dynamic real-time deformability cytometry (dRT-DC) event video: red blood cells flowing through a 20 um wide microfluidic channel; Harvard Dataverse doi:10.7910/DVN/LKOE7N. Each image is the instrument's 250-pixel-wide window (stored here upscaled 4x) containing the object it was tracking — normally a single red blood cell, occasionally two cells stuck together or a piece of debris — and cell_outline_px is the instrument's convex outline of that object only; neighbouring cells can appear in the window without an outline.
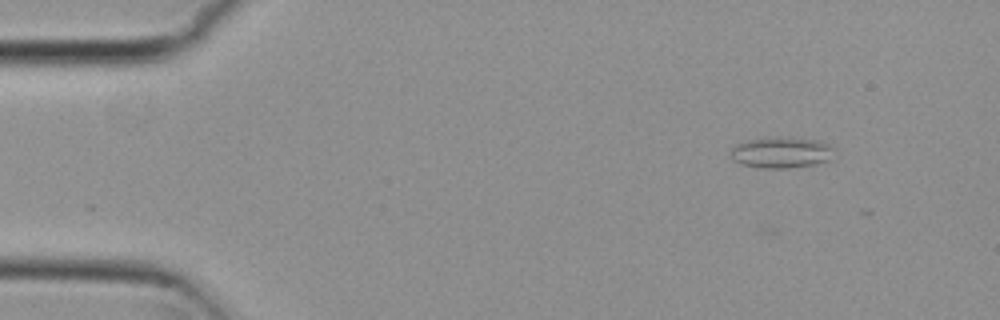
{"species": "common noctule bat (a hibernating species)", "species_latin": "Nyctalus noctula", "temperature_condition": "cold", "stored_images_in_passage": 5, "camera_frame_rate_fps": 3000, "um_per_image_px": 0.085, "animal": {"sex": "female", "body_mass_g": 29.2, "forearm_length_mm": 56.3}, "frame": {"image": 1, "passage_image": 2, "time_ms": 0.333, "image_size_px": [1000, 320], "cell_outline_px": [[832, 148], [828, 160], [812, 164], [788, 168], [764, 168], [740, 164], [732, 160], [728, 152], [736, 144], [744, 140], [764, 136], [788, 136], [816, 140], [828, 144]], "centroid_in_image_um": [66.28, 12.92], "position_along_channel_um": 18.7, "area_um2": 19.02}}